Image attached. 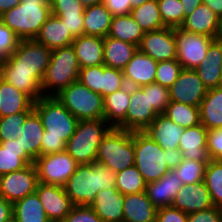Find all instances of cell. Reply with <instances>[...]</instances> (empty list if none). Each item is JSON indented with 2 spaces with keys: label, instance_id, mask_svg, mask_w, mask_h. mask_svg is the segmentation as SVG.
<instances>
[{
  "label": "cell",
  "instance_id": "obj_63",
  "mask_svg": "<svg viewBox=\"0 0 222 222\" xmlns=\"http://www.w3.org/2000/svg\"><path fill=\"white\" fill-rule=\"evenodd\" d=\"M82 5L89 7L92 5L103 3V0H79Z\"/></svg>",
  "mask_w": 222,
  "mask_h": 222
},
{
  "label": "cell",
  "instance_id": "obj_25",
  "mask_svg": "<svg viewBox=\"0 0 222 222\" xmlns=\"http://www.w3.org/2000/svg\"><path fill=\"white\" fill-rule=\"evenodd\" d=\"M104 119L115 128L126 130V112L130 104V86L127 84L114 92L103 97Z\"/></svg>",
  "mask_w": 222,
  "mask_h": 222
},
{
  "label": "cell",
  "instance_id": "obj_64",
  "mask_svg": "<svg viewBox=\"0 0 222 222\" xmlns=\"http://www.w3.org/2000/svg\"><path fill=\"white\" fill-rule=\"evenodd\" d=\"M149 0H131L133 8L141 6L143 3L147 2Z\"/></svg>",
  "mask_w": 222,
  "mask_h": 222
},
{
  "label": "cell",
  "instance_id": "obj_58",
  "mask_svg": "<svg viewBox=\"0 0 222 222\" xmlns=\"http://www.w3.org/2000/svg\"><path fill=\"white\" fill-rule=\"evenodd\" d=\"M182 152L179 148L167 150V160H165L170 170L175 169L182 162Z\"/></svg>",
  "mask_w": 222,
  "mask_h": 222
},
{
  "label": "cell",
  "instance_id": "obj_36",
  "mask_svg": "<svg viewBox=\"0 0 222 222\" xmlns=\"http://www.w3.org/2000/svg\"><path fill=\"white\" fill-rule=\"evenodd\" d=\"M13 222H51L37 195H27L12 204Z\"/></svg>",
  "mask_w": 222,
  "mask_h": 222
},
{
  "label": "cell",
  "instance_id": "obj_60",
  "mask_svg": "<svg viewBox=\"0 0 222 222\" xmlns=\"http://www.w3.org/2000/svg\"><path fill=\"white\" fill-rule=\"evenodd\" d=\"M215 14L222 15V0H202Z\"/></svg>",
  "mask_w": 222,
  "mask_h": 222
},
{
  "label": "cell",
  "instance_id": "obj_43",
  "mask_svg": "<svg viewBox=\"0 0 222 222\" xmlns=\"http://www.w3.org/2000/svg\"><path fill=\"white\" fill-rule=\"evenodd\" d=\"M160 15L165 27L177 28L184 22V10L180 0H159Z\"/></svg>",
  "mask_w": 222,
  "mask_h": 222
},
{
  "label": "cell",
  "instance_id": "obj_1",
  "mask_svg": "<svg viewBox=\"0 0 222 222\" xmlns=\"http://www.w3.org/2000/svg\"><path fill=\"white\" fill-rule=\"evenodd\" d=\"M34 110L45 130L40 156L66 151V143L75 133L79 120L55 96H42L34 101Z\"/></svg>",
  "mask_w": 222,
  "mask_h": 222
},
{
  "label": "cell",
  "instance_id": "obj_9",
  "mask_svg": "<svg viewBox=\"0 0 222 222\" xmlns=\"http://www.w3.org/2000/svg\"><path fill=\"white\" fill-rule=\"evenodd\" d=\"M52 50L35 39L20 40L15 52L4 60L14 71L32 72L43 79L50 63Z\"/></svg>",
  "mask_w": 222,
  "mask_h": 222
},
{
  "label": "cell",
  "instance_id": "obj_41",
  "mask_svg": "<svg viewBox=\"0 0 222 222\" xmlns=\"http://www.w3.org/2000/svg\"><path fill=\"white\" fill-rule=\"evenodd\" d=\"M214 206L222 208V160H210L204 179Z\"/></svg>",
  "mask_w": 222,
  "mask_h": 222
},
{
  "label": "cell",
  "instance_id": "obj_22",
  "mask_svg": "<svg viewBox=\"0 0 222 222\" xmlns=\"http://www.w3.org/2000/svg\"><path fill=\"white\" fill-rule=\"evenodd\" d=\"M124 195L116 188L104 189L96 194L90 206L103 222H123Z\"/></svg>",
  "mask_w": 222,
  "mask_h": 222
},
{
  "label": "cell",
  "instance_id": "obj_4",
  "mask_svg": "<svg viewBox=\"0 0 222 222\" xmlns=\"http://www.w3.org/2000/svg\"><path fill=\"white\" fill-rule=\"evenodd\" d=\"M96 162L115 173L134 166L133 131L111 127L98 147Z\"/></svg>",
  "mask_w": 222,
  "mask_h": 222
},
{
  "label": "cell",
  "instance_id": "obj_46",
  "mask_svg": "<svg viewBox=\"0 0 222 222\" xmlns=\"http://www.w3.org/2000/svg\"><path fill=\"white\" fill-rule=\"evenodd\" d=\"M123 71L103 65V76L101 81V96L113 94L125 86Z\"/></svg>",
  "mask_w": 222,
  "mask_h": 222
},
{
  "label": "cell",
  "instance_id": "obj_61",
  "mask_svg": "<svg viewBox=\"0 0 222 222\" xmlns=\"http://www.w3.org/2000/svg\"><path fill=\"white\" fill-rule=\"evenodd\" d=\"M21 0H0V15L16 7Z\"/></svg>",
  "mask_w": 222,
  "mask_h": 222
},
{
  "label": "cell",
  "instance_id": "obj_15",
  "mask_svg": "<svg viewBox=\"0 0 222 222\" xmlns=\"http://www.w3.org/2000/svg\"><path fill=\"white\" fill-rule=\"evenodd\" d=\"M36 193L51 222H63L75 206L64 186L38 183Z\"/></svg>",
  "mask_w": 222,
  "mask_h": 222
},
{
  "label": "cell",
  "instance_id": "obj_28",
  "mask_svg": "<svg viewBox=\"0 0 222 222\" xmlns=\"http://www.w3.org/2000/svg\"><path fill=\"white\" fill-rule=\"evenodd\" d=\"M156 213L145 192L124 196L123 222H156Z\"/></svg>",
  "mask_w": 222,
  "mask_h": 222
},
{
  "label": "cell",
  "instance_id": "obj_62",
  "mask_svg": "<svg viewBox=\"0 0 222 222\" xmlns=\"http://www.w3.org/2000/svg\"><path fill=\"white\" fill-rule=\"evenodd\" d=\"M216 40L222 42V15L218 16V27L216 32Z\"/></svg>",
  "mask_w": 222,
  "mask_h": 222
},
{
  "label": "cell",
  "instance_id": "obj_42",
  "mask_svg": "<svg viewBox=\"0 0 222 222\" xmlns=\"http://www.w3.org/2000/svg\"><path fill=\"white\" fill-rule=\"evenodd\" d=\"M208 163L209 162L182 159V162L174 170L183 182V185L196 184L203 181Z\"/></svg>",
  "mask_w": 222,
  "mask_h": 222
},
{
  "label": "cell",
  "instance_id": "obj_37",
  "mask_svg": "<svg viewBox=\"0 0 222 222\" xmlns=\"http://www.w3.org/2000/svg\"><path fill=\"white\" fill-rule=\"evenodd\" d=\"M145 32L130 14L114 16L108 36L139 46Z\"/></svg>",
  "mask_w": 222,
  "mask_h": 222
},
{
  "label": "cell",
  "instance_id": "obj_53",
  "mask_svg": "<svg viewBox=\"0 0 222 222\" xmlns=\"http://www.w3.org/2000/svg\"><path fill=\"white\" fill-rule=\"evenodd\" d=\"M156 222H188V214L173 206L157 209Z\"/></svg>",
  "mask_w": 222,
  "mask_h": 222
},
{
  "label": "cell",
  "instance_id": "obj_11",
  "mask_svg": "<svg viewBox=\"0 0 222 222\" xmlns=\"http://www.w3.org/2000/svg\"><path fill=\"white\" fill-rule=\"evenodd\" d=\"M176 59L182 68L195 70L207 56V49L215 38L174 28Z\"/></svg>",
  "mask_w": 222,
  "mask_h": 222
},
{
  "label": "cell",
  "instance_id": "obj_33",
  "mask_svg": "<svg viewBox=\"0 0 222 222\" xmlns=\"http://www.w3.org/2000/svg\"><path fill=\"white\" fill-rule=\"evenodd\" d=\"M34 160L21 149L16 139L0 142V175L21 170Z\"/></svg>",
  "mask_w": 222,
  "mask_h": 222
},
{
  "label": "cell",
  "instance_id": "obj_45",
  "mask_svg": "<svg viewBox=\"0 0 222 222\" xmlns=\"http://www.w3.org/2000/svg\"><path fill=\"white\" fill-rule=\"evenodd\" d=\"M182 69L177 59L158 62L155 83L170 88L178 78Z\"/></svg>",
  "mask_w": 222,
  "mask_h": 222
},
{
  "label": "cell",
  "instance_id": "obj_30",
  "mask_svg": "<svg viewBox=\"0 0 222 222\" xmlns=\"http://www.w3.org/2000/svg\"><path fill=\"white\" fill-rule=\"evenodd\" d=\"M44 128L38 113L33 110L27 117L22 126V131L16 139L22 150L35 161L40 156L41 141Z\"/></svg>",
  "mask_w": 222,
  "mask_h": 222
},
{
  "label": "cell",
  "instance_id": "obj_51",
  "mask_svg": "<svg viewBox=\"0 0 222 222\" xmlns=\"http://www.w3.org/2000/svg\"><path fill=\"white\" fill-rule=\"evenodd\" d=\"M206 147L210 160H222V128L207 131Z\"/></svg>",
  "mask_w": 222,
  "mask_h": 222
},
{
  "label": "cell",
  "instance_id": "obj_50",
  "mask_svg": "<svg viewBox=\"0 0 222 222\" xmlns=\"http://www.w3.org/2000/svg\"><path fill=\"white\" fill-rule=\"evenodd\" d=\"M102 76L103 65L81 68L78 81L88 87L92 92L101 95Z\"/></svg>",
  "mask_w": 222,
  "mask_h": 222
},
{
  "label": "cell",
  "instance_id": "obj_29",
  "mask_svg": "<svg viewBox=\"0 0 222 222\" xmlns=\"http://www.w3.org/2000/svg\"><path fill=\"white\" fill-rule=\"evenodd\" d=\"M35 40L44 44L50 50L72 45L75 38L71 35L62 20L54 15L41 26Z\"/></svg>",
  "mask_w": 222,
  "mask_h": 222
},
{
  "label": "cell",
  "instance_id": "obj_56",
  "mask_svg": "<svg viewBox=\"0 0 222 222\" xmlns=\"http://www.w3.org/2000/svg\"><path fill=\"white\" fill-rule=\"evenodd\" d=\"M70 31L74 38L84 35V19L83 16L78 17H58Z\"/></svg>",
  "mask_w": 222,
  "mask_h": 222
},
{
  "label": "cell",
  "instance_id": "obj_48",
  "mask_svg": "<svg viewBox=\"0 0 222 222\" xmlns=\"http://www.w3.org/2000/svg\"><path fill=\"white\" fill-rule=\"evenodd\" d=\"M51 13L56 17L83 16L85 6L79 0H50Z\"/></svg>",
  "mask_w": 222,
  "mask_h": 222
},
{
  "label": "cell",
  "instance_id": "obj_16",
  "mask_svg": "<svg viewBox=\"0 0 222 222\" xmlns=\"http://www.w3.org/2000/svg\"><path fill=\"white\" fill-rule=\"evenodd\" d=\"M158 113L150 106L149 91L130 87V104L126 112V130L144 131Z\"/></svg>",
  "mask_w": 222,
  "mask_h": 222
},
{
  "label": "cell",
  "instance_id": "obj_27",
  "mask_svg": "<svg viewBox=\"0 0 222 222\" xmlns=\"http://www.w3.org/2000/svg\"><path fill=\"white\" fill-rule=\"evenodd\" d=\"M218 27V15L215 14L208 6L201 3L190 14L185 16L181 29L215 38Z\"/></svg>",
  "mask_w": 222,
  "mask_h": 222
},
{
  "label": "cell",
  "instance_id": "obj_5",
  "mask_svg": "<svg viewBox=\"0 0 222 222\" xmlns=\"http://www.w3.org/2000/svg\"><path fill=\"white\" fill-rule=\"evenodd\" d=\"M80 69L72 45L52 50L41 82L43 96H56L62 89L78 81Z\"/></svg>",
  "mask_w": 222,
  "mask_h": 222
},
{
  "label": "cell",
  "instance_id": "obj_47",
  "mask_svg": "<svg viewBox=\"0 0 222 222\" xmlns=\"http://www.w3.org/2000/svg\"><path fill=\"white\" fill-rule=\"evenodd\" d=\"M141 88L144 91H149L150 106H152L158 114H163L171 102L169 88L155 82L142 86Z\"/></svg>",
  "mask_w": 222,
  "mask_h": 222
},
{
  "label": "cell",
  "instance_id": "obj_8",
  "mask_svg": "<svg viewBox=\"0 0 222 222\" xmlns=\"http://www.w3.org/2000/svg\"><path fill=\"white\" fill-rule=\"evenodd\" d=\"M79 121L104 119L103 97L75 81L55 96Z\"/></svg>",
  "mask_w": 222,
  "mask_h": 222
},
{
  "label": "cell",
  "instance_id": "obj_49",
  "mask_svg": "<svg viewBox=\"0 0 222 222\" xmlns=\"http://www.w3.org/2000/svg\"><path fill=\"white\" fill-rule=\"evenodd\" d=\"M19 41L16 34L0 20V62L15 52Z\"/></svg>",
  "mask_w": 222,
  "mask_h": 222
},
{
  "label": "cell",
  "instance_id": "obj_55",
  "mask_svg": "<svg viewBox=\"0 0 222 222\" xmlns=\"http://www.w3.org/2000/svg\"><path fill=\"white\" fill-rule=\"evenodd\" d=\"M103 4L111 12L113 17L128 15L133 8L131 0H103Z\"/></svg>",
  "mask_w": 222,
  "mask_h": 222
},
{
  "label": "cell",
  "instance_id": "obj_35",
  "mask_svg": "<svg viewBox=\"0 0 222 222\" xmlns=\"http://www.w3.org/2000/svg\"><path fill=\"white\" fill-rule=\"evenodd\" d=\"M112 14L103 3L85 8L84 35L106 37L109 34Z\"/></svg>",
  "mask_w": 222,
  "mask_h": 222
},
{
  "label": "cell",
  "instance_id": "obj_34",
  "mask_svg": "<svg viewBox=\"0 0 222 222\" xmlns=\"http://www.w3.org/2000/svg\"><path fill=\"white\" fill-rule=\"evenodd\" d=\"M104 65L123 70L132 59L138 46L109 36L103 38Z\"/></svg>",
  "mask_w": 222,
  "mask_h": 222
},
{
  "label": "cell",
  "instance_id": "obj_26",
  "mask_svg": "<svg viewBox=\"0 0 222 222\" xmlns=\"http://www.w3.org/2000/svg\"><path fill=\"white\" fill-rule=\"evenodd\" d=\"M80 68L104 65L103 38L82 35L72 43Z\"/></svg>",
  "mask_w": 222,
  "mask_h": 222
},
{
  "label": "cell",
  "instance_id": "obj_17",
  "mask_svg": "<svg viewBox=\"0 0 222 222\" xmlns=\"http://www.w3.org/2000/svg\"><path fill=\"white\" fill-rule=\"evenodd\" d=\"M172 206L186 214L213 207V202L205 182L182 185L175 196Z\"/></svg>",
  "mask_w": 222,
  "mask_h": 222
},
{
  "label": "cell",
  "instance_id": "obj_12",
  "mask_svg": "<svg viewBox=\"0 0 222 222\" xmlns=\"http://www.w3.org/2000/svg\"><path fill=\"white\" fill-rule=\"evenodd\" d=\"M39 179L35 164L1 175L0 195L10 203L23 199L37 190Z\"/></svg>",
  "mask_w": 222,
  "mask_h": 222
},
{
  "label": "cell",
  "instance_id": "obj_24",
  "mask_svg": "<svg viewBox=\"0 0 222 222\" xmlns=\"http://www.w3.org/2000/svg\"><path fill=\"white\" fill-rule=\"evenodd\" d=\"M33 110L34 100L0 76V117Z\"/></svg>",
  "mask_w": 222,
  "mask_h": 222
},
{
  "label": "cell",
  "instance_id": "obj_13",
  "mask_svg": "<svg viewBox=\"0 0 222 222\" xmlns=\"http://www.w3.org/2000/svg\"><path fill=\"white\" fill-rule=\"evenodd\" d=\"M169 93L171 101L199 107L207 93V88L195 70L183 68L169 88Z\"/></svg>",
  "mask_w": 222,
  "mask_h": 222
},
{
  "label": "cell",
  "instance_id": "obj_32",
  "mask_svg": "<svg viewBox=\"0 0 222 222\" xmlns=\"http://www.w3.org/2000/svg\"><path fill=\"white\" fill-rule=\"evenodd\" d=\"M199 114L200 123L207 130L222 128V86L207 90Z\"/></svg>",
  "mask_w": 222,
  "mask_h": 222
},
{
  "label": "cell",
  "instance_id": "obj_31",
  "mask_svg": "<svg viewBox=\"0 0 222 222\" xmlns=\"http://www.w3.org/2000/svg\"><path fill=\"white\" fill-rule=\"evenodd\" d=\"M0 76L15 88L28 94L34 101L43 96L42 79L32 72L14 71L4 60L0 62Z\"/></svg>",
  "mask_w": 222,
  "mask_h": 222
},
{
  "label": "cell",
  "instance_id": "obj_54",
  "mask_svg": "<svg viewBox=\"0 0 222 222\" xmlns=\"http://www.w3.org/2000/svg\"><path fill=\"white\" fill-rule=\"evenodd\" d=\"M221 220L222 208L217 206L188 214V222H221Z\"/></svg>",
  "mask_w": 222,
  "mask_h": 222
},
{
  "label": "cell",
  "instance_id": "obj_59",
  "mask_svg": "<svg viewBox=\"0 0 222 222\" xmlns=\"http://www.w3.org/2000/svg\"><path fill=\"white\" fill-rule=\"evenodd\" d=\"M182 3V7L184 10V19L185 16L190 14L196 7H198L201 3L202 0H180Z\"/></svg>",
  "mask_w": 222,
  "mask_h": 222
},
{
  "label": "cell",
  "instance_id": "obj_2",
  "mask_svg": "<svg viewBox=\"0 0 222 222\" xmlns=\"http://www.w3.org/2000/svg\"><path fill=\"white\" fill-rule=\"evenodd\" d=\"M116 173L98 162L78 165L64 185L74 205L91 206L96 194L115 188Z\"/></svg>",
  "mask_w": 222,
  "mask_h": 222
},
{
  "label": "cell",
  "instance_id": "obj_23",
  "mask_svg": "<svg viewBox=\"0 0 222 222\" xmlns=\"http://www.w3.org/2000/svg\"><path fill=\"white\" fill-rule=\"evenodd\" d=\"M204 86L208 89L221 86L222 42L214 40L207 49V56L195 69Z\"/></svg>",
  "mask_w": 222,
  "mask_h": 222
},
{
  "label": "cell",
  "instance_id": "obj_20",
  "mask_svg": "<svg viewBox=\"0 0 222 222\" xmlns=\"http://www.w3.org/2000/svg\"><path fill=\"white\" fill-rule=\"evenodd\" d=\"M184 128L171 121L165 114H158L143 131L164 150L179 148Z\"/></svg>",
  "mask_w": 222,
  "mask_h": 222
},
{
  "label": "cell",
  "instance_id": "obj_6",
  "mask_svg": "<svg viewBox=\"0 0 222 222\" xmlns=\"http://www.w3.org/2000/svg\"><path fill=\"white\" fill-rule=\"evenodd\" d=\"M111 126L105 119L80 120L66 143V151L78 165L96 162L98 147Z\"/></svg>",
  "mask_w": 222,
  "mask_h": 222
},
{
  "label": "cell",
  "instance_id": "obj_38",
  "mask_svg": "<svg viewBox=\"0 0 222 222\" xmlns=\"http://www.w3.org/2000/svg\"><path fill=\"white\" fill-rule=\"evenodd\" d=\"M130 15L144 32L165 28L157 0H149L141 6L132 8Z\"/></svg>",
  "mask_w": 222,
  "mask_h": 222
},
{
  "label": "cell",
  "instance_id": "obj_14",
  "mask_svg": "<svg viewBox=\"0 0 222 222\" xmlns=\"http://www.w3.org/2000/svg\"><path fill=\"white\" fill-rule=\"evenodd\" d=\"M138 49L157 62L176 59L174 28L145 32Z\"/></svg>",
  "mask_w": 222,
  "mask_h": 222
},
{
  "label": "cell",
  "instance_id": "obj_52",
  "mask_svg": "<svg viewBox=\"0 0 222 222\" xmlns=\"http://www.w3.org/2000/svg\"><path fill=\"white\" fill-rule=\"evenodd\" d=\"M63 222H103L89 206L75 205Z\"/></svg>",
  "mask_w": 222,
  "mask_h": 222
},
{
  "label": "cell",
  "instance_id": "obj_10",
  "mask_svg": "<svg viewBox=\"0 0 222 222\" xmlns=\"http://www.w3.org/2000/svg\"><path fill=\"white\" fill-rule=\"evenodd\" d=\"M40 183L64 186L78 164L67 152L39 156L34 161Z\"/></svg>",
  "mask_w": 222,
  "mask_h": 222
},
{
  "label": "cell",
  "instance_id": "obj_39",
  "mask_svg": "<svg viewBox=\"0 0 222 222\" xmlns=\"http://www.w3.org/2000/svg\"><path fill=\"white\" fill-rule=\"evenodd\" d=\"M163 114L184 129L200 124L199 107L171 101Z\"/></svg>",
  "mask_w": 222,
  "mask_h": 222
},
{
  "label": "cell",
  "instance_id": "obj_18",
  "mask_svg": "<svg viewBox=\"0 0 222 222\" xmlns=\"http://www.w3.org/2000/svg\"><path fill=\"white\" fill-rule=\"evenodd\" d=\"M157 64V61L137 49L122 70L125 84L130 87H142L154 83Z\"/></svg>",
  "mask_w": 222,
  "mask_h": 222
},
{
  "label": "cell",
  "instance_id": "obj_19",
  "mask_svg": "<svg viewBox=\"0 0 222 222\" xmlns=\"http://www.w3.org/2000/svg\"><path fill=\"white\" fill-rule=\"evenodd\" d=\"M182 185L183 182L173 169L169 170L159 180L147 183L145 193L157 209L172 206L173 200Z\"/></svg>",
  "mask_w": 222,
  "mask_h": 222
},
{
  "label": "cell",
  "instance_id": "obj_44",
  "mask_svg": "<svg viewBox=\"0 0 222 222\" xmlns=\"http://www.w3.org/2000/svg\"><path fill=\"white\" fill-rule=\"evenodd\" d=\"M31 112H20L0 117V142L17 139L22 131L26 117Z\"/></svg>",
  "mask_w": 222,
  "mask_h": 222
},
{
  "label": "cell",
  "instance_id": "obj_40",
  "mask_svg": "<svg viewBox=\"0 0 222 222\" xmlns=\"http://www.w3.org/2000/svg\"><path fill=\"white\" fill-rule=\"evenodd\" d=\"M146 184L135 165L116 173L115 188L124 196L145 192Z\"/></svg>",
  "mask_w": 222,
  "mask_h": 222
},
{
  "label": "cell",
  "instance_id": "obj_3",
  "mask_svg": "<svg viewBox=\"0 0 222 222\" xmlns=\"http://www.w3.org/2000/svg\"><path fill=\"white\" fill-rule=\"evenodd\" d=\"M51 14L50 0H21L16 7L0 15V20L20 40H31L36 38Z\"/></svg>",
  "mask_w": 222,
  "mask_h": 222
},
{
  "label": "cell",
  "instance_id": "obj_21",
  "mask_svg": "<svg viewBox=\"0 0 222 222\" xmlns=\"http://www.w3.org/2000/svg\"><path fill=\"white\" fill-rule=\"evenodd\" d=\"M207 131L201 123L184 129L179 142L183 159L199 162L210 161L206 147Z\"/></svg>",
  "mask_w": 222,
  "mask_h": 222
},
{
  "label": "cell",
  "instance_id": "obj_7",
  "mask_svg": "<svg viewBox=\"0 0 222 222\" xmlns=\"http://www.w3.org/2000/svg\"><path fill=\"white\" fill-rule=\"evenodd\" d=\"M135 166L146 183L157 181L169 172L167 150L143 131H133Z\"/></svg>",
  "mask_w": 222,
  "mask_h": 222
},
{
  "label": "cell",
  "instance_id": "obj_57",
  "mask_svg": "<svg viewBox=\"0 0 222 222\" xmlns=\"http://www.w3.org/2000/svg\"><path fill=\"white\" fill-rule=\"evenodd\" d=\"M0 222H13L12 203L0 195Z\"/></svg>",
  "mask_w": 222,
  "mask_h": 222
}]
</instances>
